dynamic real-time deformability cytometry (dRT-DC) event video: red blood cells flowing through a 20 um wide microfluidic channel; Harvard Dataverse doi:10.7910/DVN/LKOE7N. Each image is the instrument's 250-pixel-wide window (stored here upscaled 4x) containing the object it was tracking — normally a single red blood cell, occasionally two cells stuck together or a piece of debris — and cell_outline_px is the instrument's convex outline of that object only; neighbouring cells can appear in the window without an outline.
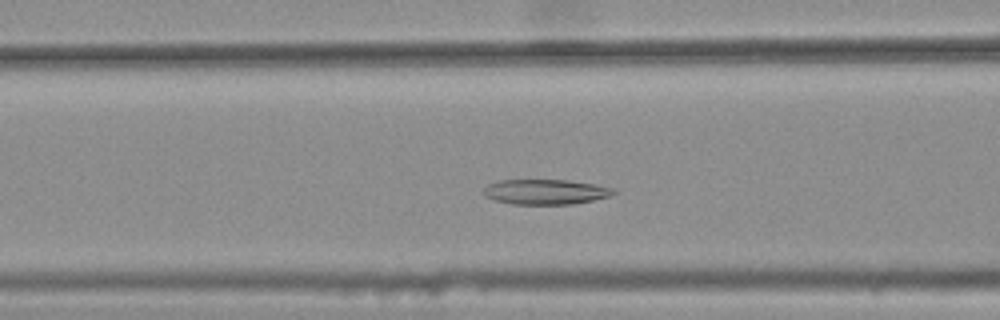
{"species": "common noctule bat (a hibernating species)", "species_latin": "Nyctalus noctula", "temperature_condition": "warm", "stored_images_in_passage": 39, "camera_frame_rate_fps": 3000, "um_per_image_px": 0.085, "animal": {"sex": "female", "body_mass_g": 25.1}, "frame": {"image": 1, "passage_image": 16, "time_ms": 5.0, "image_size_px": [1000, 320], "cell_outline_px": [[616, 192], [608, 196], [592, 200], [572, 204], [512, 204], [492, 200], [484, 196], [484, 188], [488, 184], [500, 180], [568, 180], [596, 184], [612, 188]], "centroid_in_image_um": [46.32, 16.3], "position_along_channel_um": 120.3, "area_um2": 18.96}}
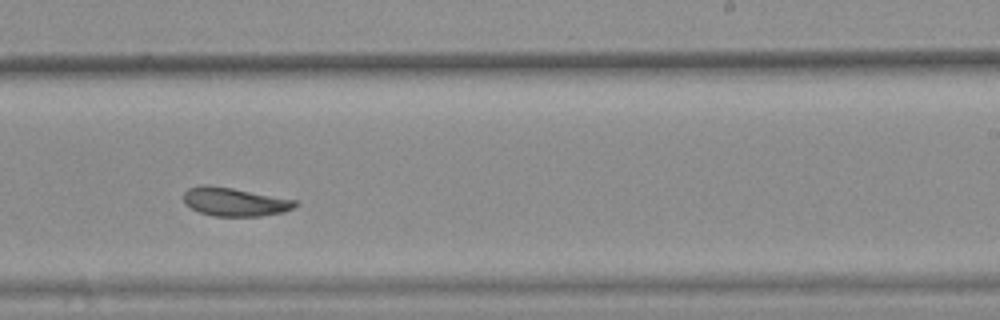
{"frame": {"image": 2, "passage_image": 28, "time_ms": 9.0, "image_size_px": [1000, 320], "cell_outline_px": [[300, 204], [284, 212], [260, 216], [216, 216], [200, 212], [184, 204], [184, 192], [188, 188], [200, 184], [208, 184], [232, 188], [296, 200]], "centroid_in_image_um": [19.93, 17.14], "position_along_channel_um": 269.1, "area_um2": 18.55}}
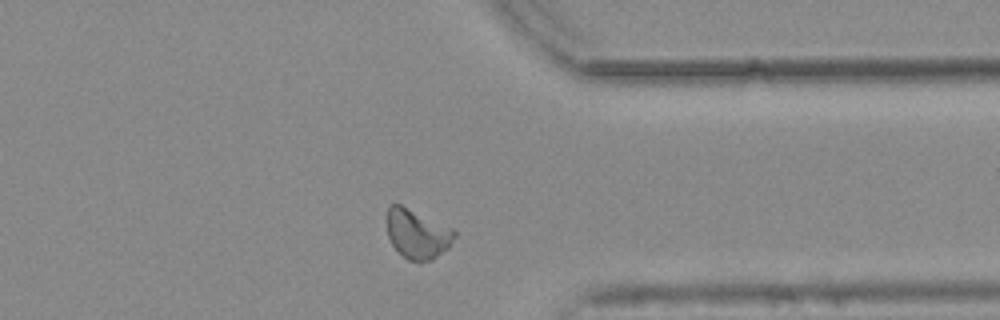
{"frame": {"image": 3, "passage_image": 37, "time_ms": 12.0, "image_size_px": [1000, 320], "cell_outline_px": [[456, 236], [448, 248], [432, 260], [420, 264], [408, 260], [392, 244], [388, 236], [384, 220], [388, 204], [400, 204], [452, 228], [456, 232]], "centroid_in_image_um": [35.43, 19.89], "position_along_channel_um": 376.0, "area_um2": 19.83}, "authors_computed_cell_mechanics": {"area_um2": 19.3052, "velocity_mm_per_s": 3.7329, "shape_relaxation_time_tau1_ms": null, "shape_relaxation_time_tau2_ms": 8.2619, "deformation_change_tau1": null, "deformation_change_tau2": 0.1331}}